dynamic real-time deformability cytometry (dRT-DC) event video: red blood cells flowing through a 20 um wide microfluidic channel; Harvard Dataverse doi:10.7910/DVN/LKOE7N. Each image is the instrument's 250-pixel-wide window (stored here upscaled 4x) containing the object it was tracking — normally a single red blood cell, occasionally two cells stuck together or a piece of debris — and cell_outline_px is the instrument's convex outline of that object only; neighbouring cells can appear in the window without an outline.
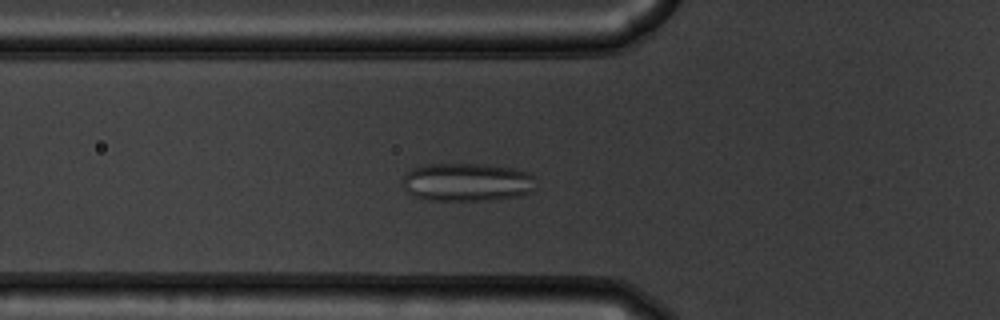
{"species": "common noctule bat (a hibernating species)", "species_latin": "Nyctalus noctula", "temperature_condition": "warm", "stored_images_in_passage": 43, "camera_frame_rate_fps": 3000, "um_per_image_px": 0.085, "animal": {"sex": "male", "body_mass_g": 19.5, "forearm_length_mm": 54.6}, "frame": {"image": 1, "passage_image": 9, "time_ms": 2.667, "image_size_px": [1000, 320], "cell_outline_px": [[532, 192], [520, 196], [488, 200], [428, 200], [412, 196], [404, 188], [404, 176], [412, 168], [428, 164], [488, 164], [512, 168], [528, 172], [532, 176]], "centroid_in_image_um": [39.67, 15.48], "position_along_channel_um": 86.1, "area_um2": 29.59}}
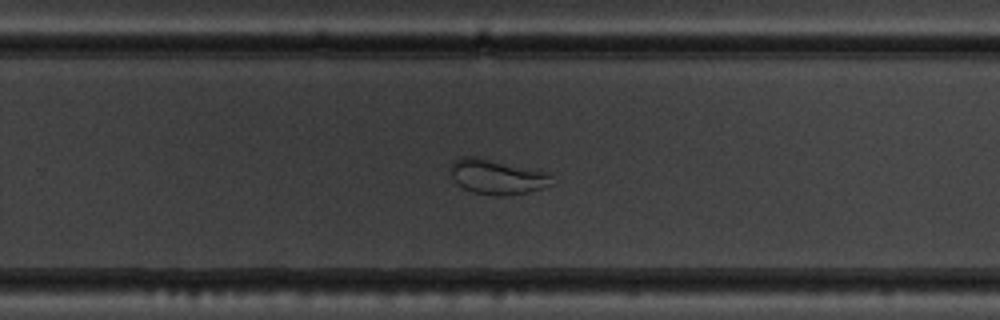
{"frame": {"image": 2, "passage_image": 25, "time_ms": 8.0, "image_size_px": [1000, 320], "cell_outline_px": [[556, 184], [528, 192], [504, 196], [496, 196], [472, 192], [456, 184], [448, 168], [460, 156], [476, 156], [548, 172]], "centroid_in_image_um": [42.25, 15.03], "position_along_channel_um": 287.5, "area_um2": 20.87}}
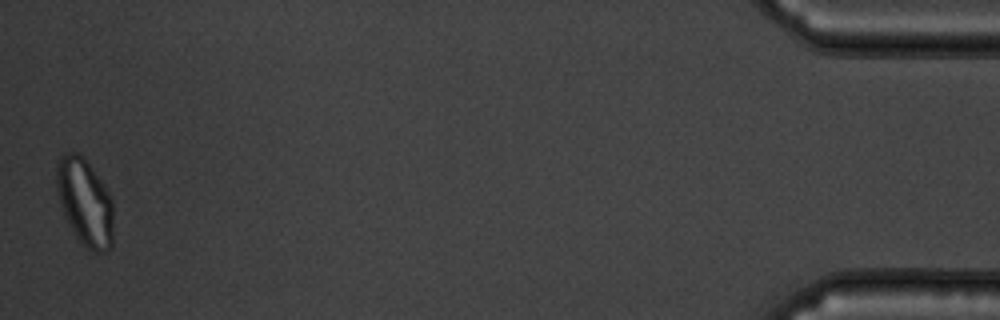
{"frame": {"image": 3, "passage_image": 43, "time_ms": 14.0, "image_size_px": [1000, 320], "cell_outline_px": [[112, 248], [108, 252], [96, 252], [88, 248], [80, 240], [64, 216], [60, 204], [56, 188], [56, 160], [64, 152], [80, 152], [100, 180], [108, 192], [112, 200]], "centroid_in_image_um": [7.19, 17.14], "position_along_channel_um": 428.0, "area_um2": 28.73}}